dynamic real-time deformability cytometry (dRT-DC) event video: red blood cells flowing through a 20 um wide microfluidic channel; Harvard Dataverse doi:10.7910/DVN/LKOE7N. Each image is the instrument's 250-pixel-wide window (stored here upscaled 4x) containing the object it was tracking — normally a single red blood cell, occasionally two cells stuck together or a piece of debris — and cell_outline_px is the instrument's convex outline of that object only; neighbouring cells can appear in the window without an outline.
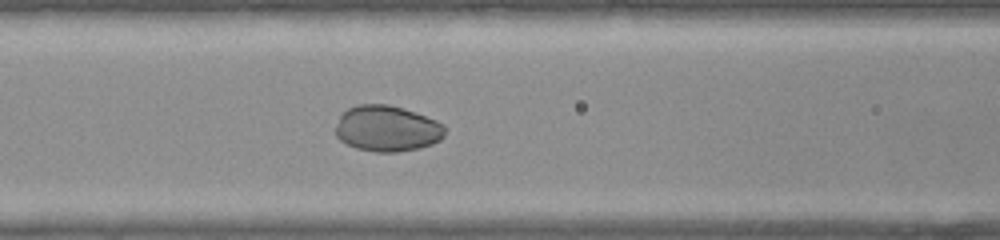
{"species": "common noctule bat (a hibernating species)", "species_latin": "Nyctalus noctula", "temperature_condition": "warm", "stored_images_in_passage": 29, "camera_frame_rate_fps": 3000, "um_per_image_px": 0.085, "animal": {"sex": "female", "body_mass_g": 22.0, "forearm_length_mm": 56.7}, "frame": {"image": 1, "passage_image": 7, "time_ms": 2.0, "image_size_px": [1000, 240], "cell_outline_px": [[444, 136], [440, 140], [432, 144], [420, 148], [396, 152], [376, 152], [356, 148], [340, 140], [336, 136], [336, 124], [340, 116], [348, 108], [360, 104], [388, 104], [416, 112], [436, 120], [444, 124]], "centroid_in_image_um": [32.91, 10.93], "position_along_channel_um": 133.7, "area_um2": 29.3}}
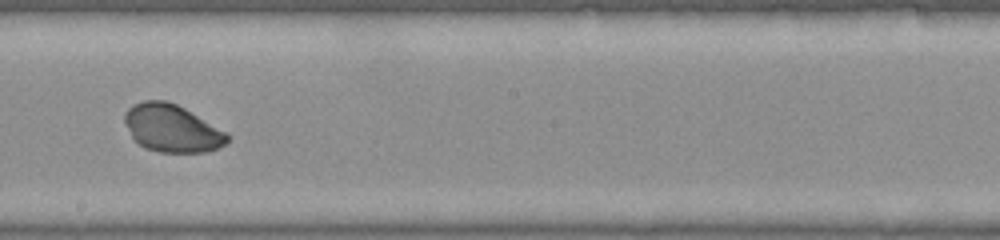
{"frame": {"image": 2, "passage_image": 13, "time_ms": 4.0, "image_size_px": [1000, 240], "cell_outline_px": [[228, 140], [224, 144], [216, 148], [204, 152], [160, 152], [144, 148], [132, 136], [124, 120], [124, 112], [132, 104], [144, 100], [164, 100], [176, 104], [184, 108], [228, 132]], "centroid_in_image_um": [14.6, 10.89], "position_along_channel_um": 233.6, "area_um2": 28.26}}
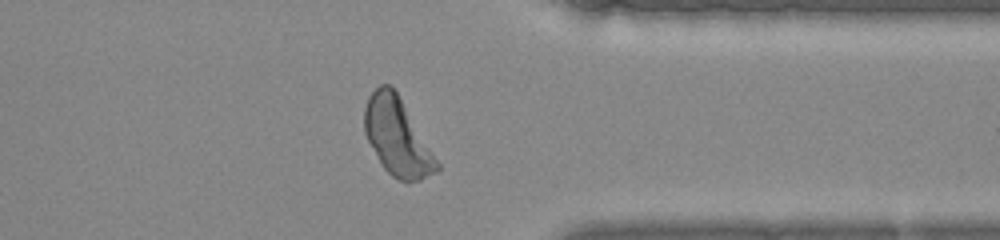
{"frame": {"image": 3, "passage_image": 22, "time_ms": 7.0, "image_size_px": [1000, 240], "cell_outline_px": [[440, 168], [436, 172], [420, 180], [400, 180], [392, 176], [384, 168], [368, 140], [364, 132], [364, 108], [368, 96], [380, 84], [388, 84], [396, 92], [440, 164]], "centroid_in_image_um": [33.75, 11.63], "position_along_channel_um": 377.7, "area_um2": 31.85}}